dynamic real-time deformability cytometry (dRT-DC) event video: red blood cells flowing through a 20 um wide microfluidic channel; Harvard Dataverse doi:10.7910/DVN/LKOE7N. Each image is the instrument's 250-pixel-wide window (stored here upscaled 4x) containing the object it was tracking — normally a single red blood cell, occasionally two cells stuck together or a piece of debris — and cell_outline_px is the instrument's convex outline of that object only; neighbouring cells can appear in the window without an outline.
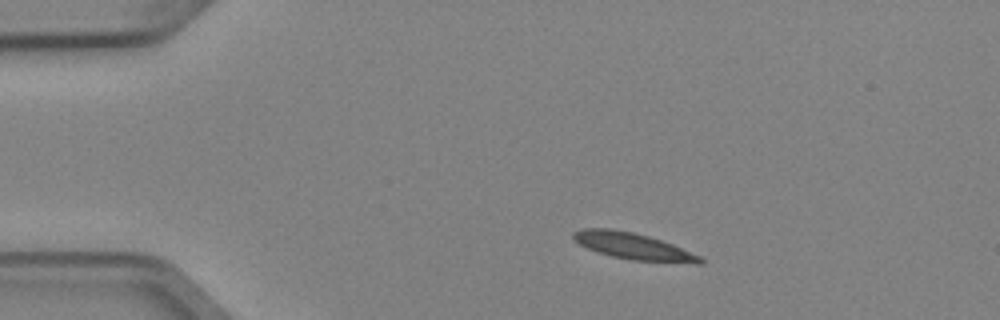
{"species": "Egyptian fruit bat (a non-hibernating species)", "species_latin": "Rousettus aegyptiacus", "temperature_condition": "cold", "stored_images_in_passage": 3, "camera_frame_rate_fps": 3000, "um_per_image_px": 0.085, "animal": {"sex": "female"}, "frame": {"image": 1, "passage_image": 1, "time_ms": 0.0, "image_size_px": [1000, 320], "cell_outline_px": [[704, 264], [696, 264], [632, 260], [612, 256], [588, 248], [580, 244], [572, 236], [572, 232], [584, 228], [608, 228], [632, 232], [648, 236], [672, 244], [700, 256], [704, 260]], "centroid_in_image_um": [53.86, 20.93], "position_along_channel_um": 31.1, "area_um2": 19.42}}
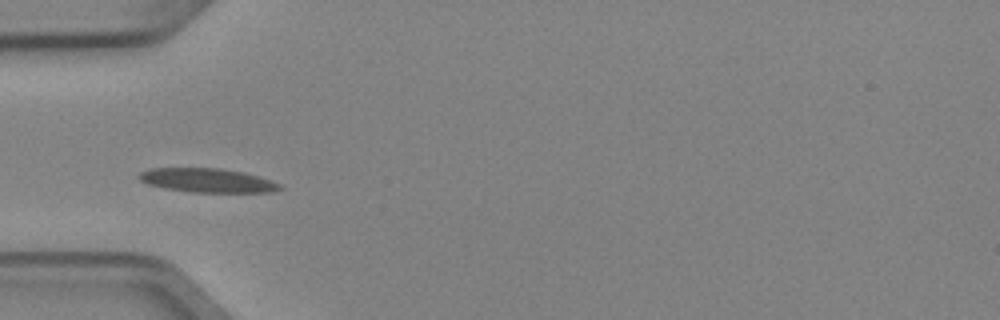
{"frame": {"image": 2, "passage_image": 3, "time_ms": 0.667, "image_size_px": [1000, 320], "cell_outline_px": [[284, 188], [272, 192], [192, 192], [164, 188], [148, 184], [140, 180], [136, 176], [140, 172], [148, 168], [220, 168], [244, 172], [272, 180], [280, 184]], "centroid_in_image_um": [17.62, 15.33], "position_along_channel_um": 67.4, "area_um2": 19.83}}